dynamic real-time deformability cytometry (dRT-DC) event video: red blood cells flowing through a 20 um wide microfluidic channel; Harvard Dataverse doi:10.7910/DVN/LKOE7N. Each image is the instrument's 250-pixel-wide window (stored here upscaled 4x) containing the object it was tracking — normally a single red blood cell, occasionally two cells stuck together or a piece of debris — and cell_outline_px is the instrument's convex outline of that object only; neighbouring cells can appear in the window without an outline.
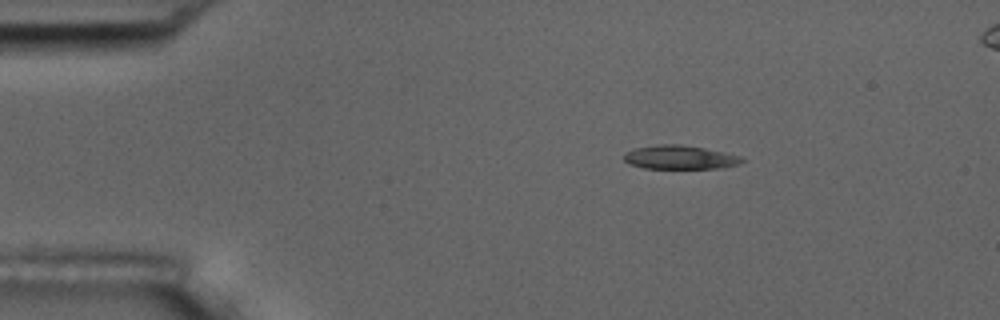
{"species": "common noctule bat (a hibernating species)", "species_latin": "Nyctalus noctula", "temperature_condition": "room temperature", "stored_images_in_passage": 4, "camera_frame_rate_fps": 3000, "um_per_image_px": 0.085, "animal": {"sex": "male", "body_mass_g": 17.5, "forearm_length_mm": 52.3}, "frame": {"image": 1, "passage_image": 1, "time_ms": 0.0, "image_size_px": [1000, 320], "cell_outline_px": [[744, 160], [740, 164], [724, 168], [644, 168], [628, 164], [624, 160], [624, 152], [636, 148], [656, 144], [680, 144], [704, 148], [740, 156]], "centroid_in_image_um": [57.76, 13.37], "position_along_channel_um": 27.2, "area_um2": 16.36}}